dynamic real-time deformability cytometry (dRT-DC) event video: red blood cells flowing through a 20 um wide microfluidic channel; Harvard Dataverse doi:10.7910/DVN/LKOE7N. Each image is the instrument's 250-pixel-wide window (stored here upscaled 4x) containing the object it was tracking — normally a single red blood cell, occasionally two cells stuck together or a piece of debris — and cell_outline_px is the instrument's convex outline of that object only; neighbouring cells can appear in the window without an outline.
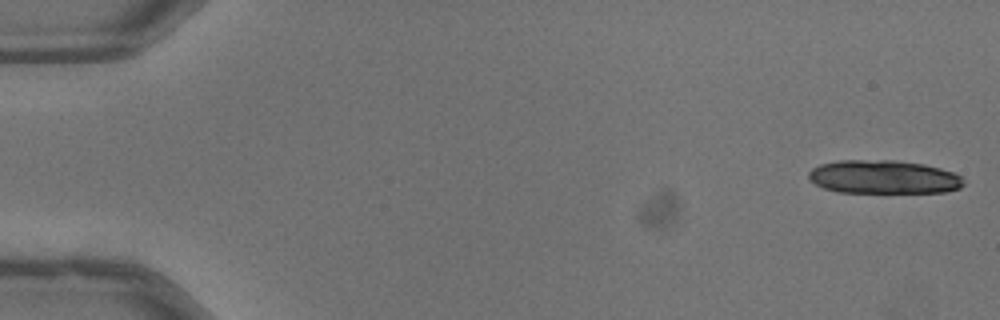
{"species": "common noctule bat (a hibernating species)", "species_latin": "Nyctalus noctula", "temperature_condition": "warm", "stored_images_in_passage": 16, "camera_frame_rate_fps": 3000, "um_per_image_px": 0.085, "animal": {"sex": "male", "body_mass_g": 13.3}, "frame": {"image": 1, "passage_image": 1, "time_ms": 0.0, "image_size_px": [1000, 320], "cell_outline_px": [[964, 184], [960, 188], [944, 192], [836, 192], [824, 188], [808, 180], [808, 172], [812, 168], [820, 164], [840, 160], [892, 160], [924, 164], [940, 168], [952, 172], [960, 176], [964, 180]], "centroid_in_image_um": [75.08, 15.04], "position_along_channel_um": 9.9, "area_um2": 30.29}}